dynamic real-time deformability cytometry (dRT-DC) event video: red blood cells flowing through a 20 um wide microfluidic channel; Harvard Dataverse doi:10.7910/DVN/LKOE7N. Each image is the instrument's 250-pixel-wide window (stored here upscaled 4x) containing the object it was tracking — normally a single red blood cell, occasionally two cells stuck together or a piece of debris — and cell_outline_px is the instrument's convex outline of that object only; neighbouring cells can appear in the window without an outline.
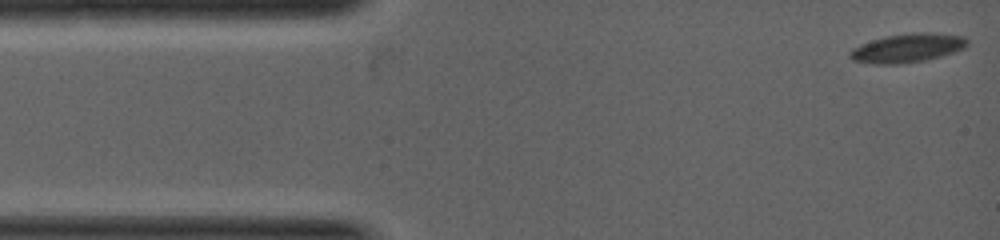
{"species": "common noctule bat (a hibernating species)", "species_latin": "Nyctalus noctula", "temperature_condition": "warm", "stored_images_in_passage": 7, "segment_of_instrument_passage": [1, 2], "camera_frame_rate_fps": 5000, "um_per_image_px": 0.085, "animal": {"sex": "female", "body_mass_g": 19.0, "forearm_length_mm": 53.3}, "frame": {"image": 1, "passage_image": 1, "time_ms": 0.0, "image_size_px": [1000, 240], "cell_outline_px": [[968, 44], [964, 48], [940, 56], [924, 60], [896, 64], [872, 64], [852, 60], [848, 56], [848, 52], [852, 48], [860, 44], [884, 36], [912, 32], [932, 32], [964, 36], [968, 40]], "centroid_in_image_um": [77.09, 4.07], "position_along_channel_um": 7.9, "area_um2": 19.83}}